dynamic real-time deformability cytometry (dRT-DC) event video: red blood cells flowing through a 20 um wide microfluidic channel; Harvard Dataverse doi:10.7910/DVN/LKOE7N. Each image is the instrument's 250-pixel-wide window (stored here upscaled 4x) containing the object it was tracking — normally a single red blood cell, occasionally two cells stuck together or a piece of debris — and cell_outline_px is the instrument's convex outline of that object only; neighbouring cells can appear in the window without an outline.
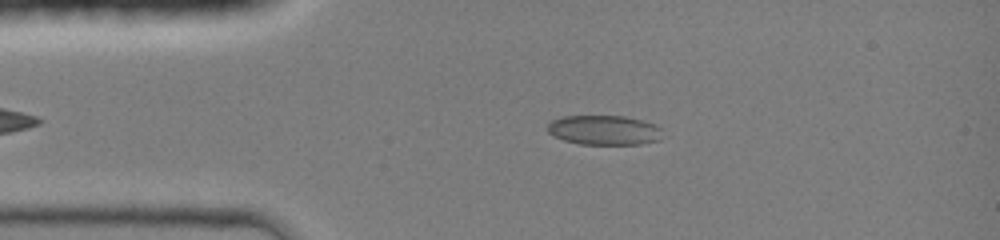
{"species": "common noctule bat (a hibernating species)", "species_latin": "Nyctalus noctula", "temperature_condition": "room temperature", "stored_images_in_passage": 38, "camera_frame_rate_fps": 3000, "um_per_image_px": 0.085, "animal": {"sex": "female", "body_mass_g": 19.0, "forearm_length_mm": 51.5}, "frame": {"image": 1, "passage_image": 7, "time_ms": 2.0, "image_size_px": [1000, 240], "cell_outline_px": [[660, 140], [640, 144], [580, 144], [564, 140], [552, 136], [548, 132], [548, 124], [552, 120], [564, 116], [624, 116], [656, 124], [660, 128]], "centroid_in_image_um": [51.33, 11.06], "position_along_channel_um": 33.7, "area_um2": 19.77}}
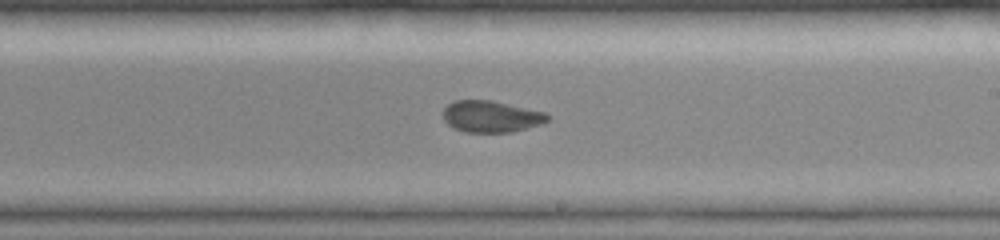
{"frame": {"image": 2, "passage_image": 24, "time_ms": 7.667, "image_size_px": [1000, 240], "cell_outline_px": [[552, 116], [548, 120], [540, 124], [512, 132], [464, 132], [452, 128], [444, 120], [444, 108], [452, 100], [492, 100], [544, 112]], "centroid_in_image_um": [41.73, 9.9], "position_along_channel_um": 247.3, "area_um2": 19.25}}
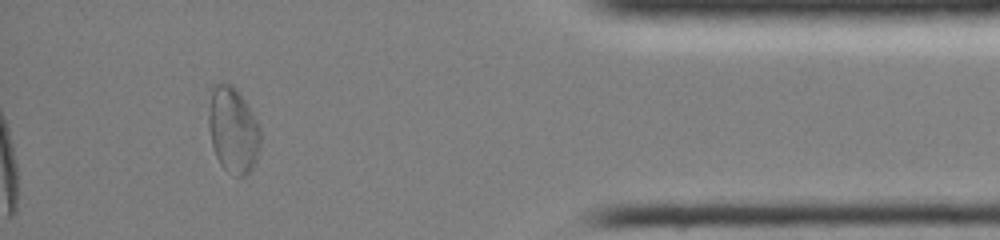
{"frame": {"image": 3, "passage_image": 38, "time_ms": 12.333, "image_size_px": [1000, 240], "cell_outline_px": [[260, 148], [256, 160], [252, 168], [244, 176], [236, 176], [224, 168], [220, 164], [216, 156], [212, 144], [208, 128], [208, 112], [212, 88], [220, 80], [232, 84], [236, 88], [252, 112], [260, 128]], "centroid_in_image_um": [19.8, 11.02], "position_along_channel_um": 415.4, "area_um2": 26.07}, "authors_computed_cell_mechanics": {"area_um2": 20.4323, "velocity_mm_per_s": 4.2911, "shape_relaxation_time_tau1_ms": null, "shape_relaxation_time_tau2_ms": 0.9911, "deformation_change_tau1": null, "deformation_change_tau2": 0.0504}}